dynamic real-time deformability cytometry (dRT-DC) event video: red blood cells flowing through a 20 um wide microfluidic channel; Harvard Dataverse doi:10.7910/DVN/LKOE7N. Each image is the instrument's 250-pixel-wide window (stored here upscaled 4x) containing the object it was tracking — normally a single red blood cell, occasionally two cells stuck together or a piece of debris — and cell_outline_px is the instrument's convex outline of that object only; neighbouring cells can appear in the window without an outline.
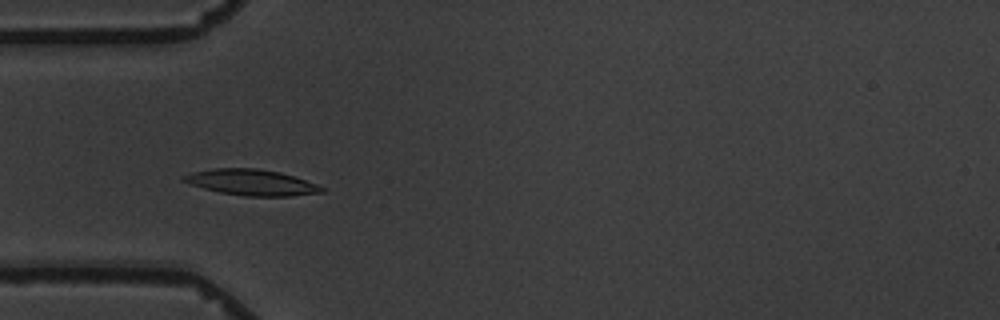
{"species": "common noctule bat (a hibernating species)", "species_latin": "Nyctalus noctula", "temperature_condition": "warm", "stored_images_in_passage": 5, "camera_frame_rate_fps": 3000, "um_per_image_px": 0.085, "animal": {"sex": "male", "body_mass_g": 19.5, "forearm_length_mm": 54.6}, "frame": {"image": 1, "passage_image": 4, "time_ms": 4.333, "image_size_px": [1000, 320], "cell_outline_px": [[328, 188], [324, 192], [288, 196], [244, 196], [220, 192], [204, 188], [180, 180], [180, 176], [192, 172], [212, 168], [256, 168], [280, 172]], "centroid_in_image_um": [21.36, 15.5], "position_along_channel_um": 63.6, "area_um2": 20.81}}
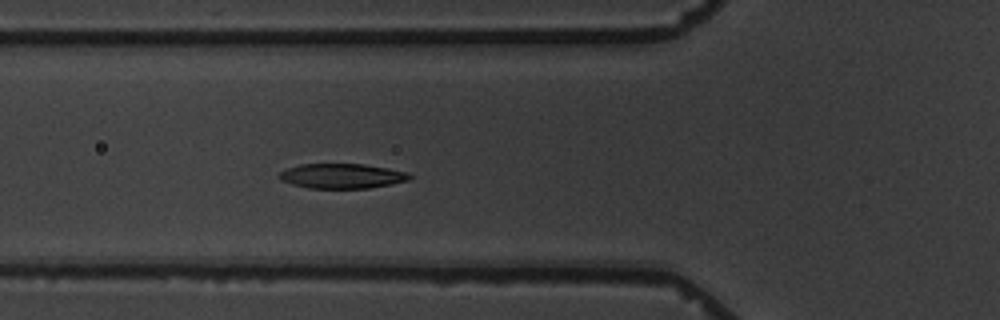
{"frame": {"image": 2, "passage_image": 5, "time_ms": 5.333, "image_size_px": [1000, 320], "cell_outline_px": [[412, 176], [408, 180], [392, 184], [368, 188], [308, 188], [292, 184], [280, 180], [276, 176], [280, 172], [288, 168], [300, 164], [364, 164], [388, 168], [408, 172]], "centroid_in_image_um": [29.05, 14.96], "position_along_channel_um": 96.8, "area_um2": 18.9}}